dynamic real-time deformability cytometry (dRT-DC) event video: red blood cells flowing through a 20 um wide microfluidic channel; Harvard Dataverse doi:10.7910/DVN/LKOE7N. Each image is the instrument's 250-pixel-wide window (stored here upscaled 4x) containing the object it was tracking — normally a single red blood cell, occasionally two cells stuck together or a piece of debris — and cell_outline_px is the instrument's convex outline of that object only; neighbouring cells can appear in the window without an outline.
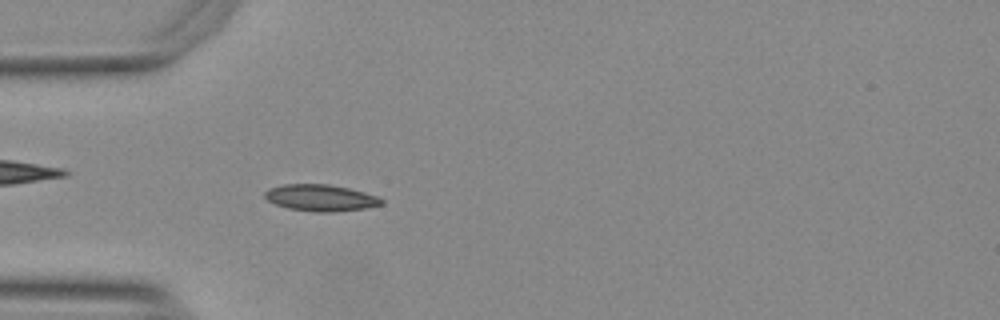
{"species": "Egyptian fruit bat (a non-hibernating species)", "species_latin": "Rousettus aegyptiacus", "temperature_condition": "warm", "stored_images_in_passage": 54, "camera_frame_rate_fps": 3000, "um_per_image_px": 0.085, "animal": {"sex": "female"}, "frame": {"image": 1, "passage_image": 16, "time_ms": 5.0, "image_size_px": [1000, 320], "cell_outline_px": [[384, 204], [364, 208], [332, 212], [316, 212], [288, 208], [276, 204], [268, 200], [264, 196], [264, 192], [268, 188], [284, 184], [328, 184], [352, 188], [376, 196], [384, 200]], "centroid_in_image_um": [27.26, 16.8], "position_along_channel_um": 57.7, "area_um2": 18.09}}
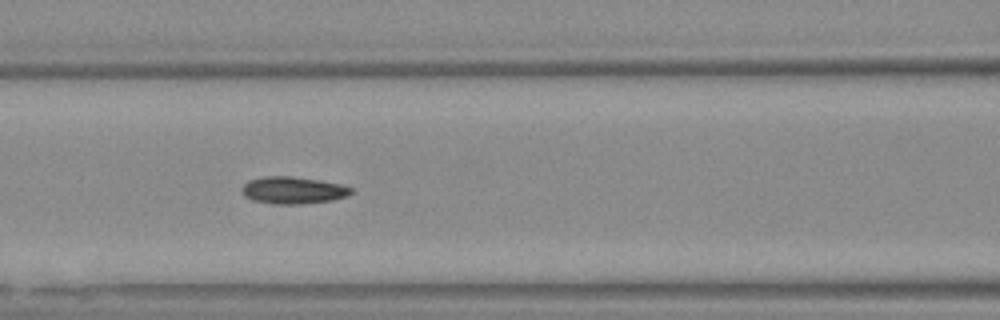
{"frame": {"image": 2, "passage_image": 23, "time_ms": 7.333, "image_size_px": [1000, 320], "cell_outline_px": [[352, 192], [348, 196], [332, 200], [304, 204], [272, 204], [252, 200], [244, 196], [240, 192], [240, 188], [248, 180], [264, 176], [292, 176], [320, 180], [340, 184], [352, 188]], "centroid_in_image_um": [24.87, 16.17], "position_along_channel_um": 141.7, "area_um2": 17.51}}
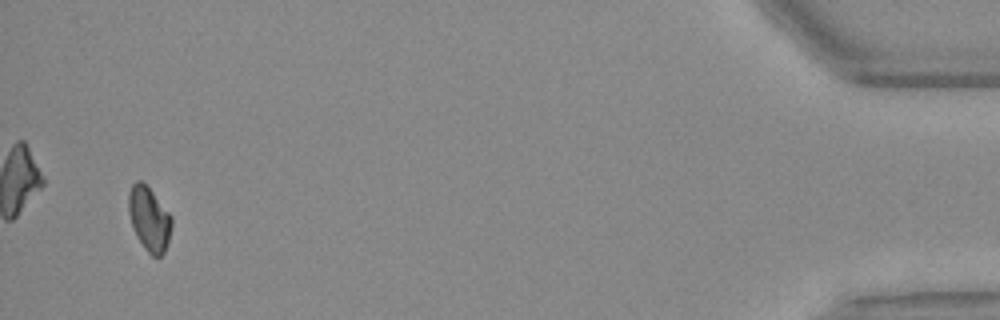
{"frame": {"image": 3, "passage_image": 52, "time_ms": 17.0, "image_size_px": [1000, 320], "cell_outline_px": [[172, 224], [168, 240], [164, 252], [160, 256], [152, 256], [144, 248], [136, 236], [128, 212], [128, 196], [132, 184], [136, 180], [140, 180], [152, 192], [172, 216]], "centroid_in_image_um": [12.67, 18.61], "position_along_channel_um": 422.5, "area_um2": 15.9}, "authors_computed_cell_mechanics": {"area_um2": 16.473, "velocity_mm_per_s": 3.7615, "shape_relaxation_time_tau1_ms": 5.6538, "shape_relaxation_time_tau2_ms": 3.3592, "deformation_change_tau1": 0.1395, "deformation_change_tau2": 0.0647}}